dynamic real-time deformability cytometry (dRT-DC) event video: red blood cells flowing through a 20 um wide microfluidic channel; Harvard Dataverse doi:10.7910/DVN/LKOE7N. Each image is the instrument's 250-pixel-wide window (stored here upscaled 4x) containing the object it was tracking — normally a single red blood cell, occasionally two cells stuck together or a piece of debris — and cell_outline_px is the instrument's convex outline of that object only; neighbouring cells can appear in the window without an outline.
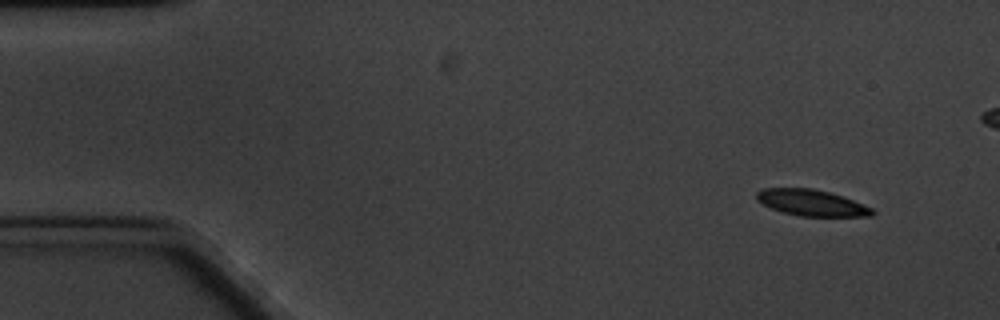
{"species": "common noctule bat (a hibernating species)", "species_latin": "Nyctalus noctula", "temperature_condition": "cold", "stored_images_in_passage": 8, "camera_frame_rate_fps": 3000, "um_per_image_px": 0.085, "animal": {"sex": "male", "body_mass_g": 20.1, "forearm_length_mm": 53.5}, "frame": {"image": 1, "passage_image": 1, "time_ms": 0.0, "image_size_px": [1000, 320], "cell_outline_px": [[876, 212], [872, 216], [800, 216], [784, 212], [772, 208], [756, 200], [756, 192], [764, 188], [812, 188], [828, 192], [852, 200], [872, 208]], "centroid_in_image_um": [68.97, 17.23], "position_along_channel_um": 16.0, "area_um2": 17.4}}